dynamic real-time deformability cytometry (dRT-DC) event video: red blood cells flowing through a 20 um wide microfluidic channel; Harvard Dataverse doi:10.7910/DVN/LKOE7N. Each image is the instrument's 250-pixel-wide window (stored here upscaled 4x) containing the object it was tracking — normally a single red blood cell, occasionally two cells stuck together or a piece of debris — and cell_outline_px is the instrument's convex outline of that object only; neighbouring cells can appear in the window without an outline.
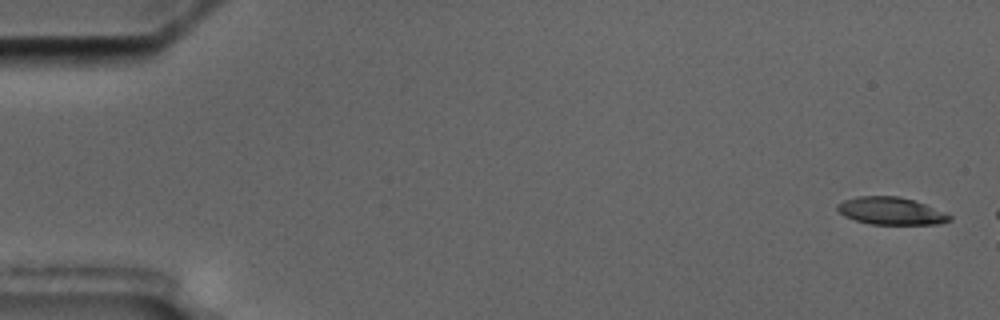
{"species": "common noctule bat (a hibernating species)", "species_latin": "Nyctalus noctula", "temperature_condition": "cold", "stored_images_in_passage": 3, "camera_frame_rate_fps": 3000, "um_per_image_px": 0.085, "animal": {"sex": "male", "body_mass_g": 17.5, "forearm_length_mm": 52.3}, "frame": {"image": 1, "passage_image": 1, "time_ms": 0.0, "image_size_px": [1000, 320], "cell_outline_px": [[952, 220], [940, 224], [872, 224], [856, 220], [844, 216], [836, 208], [836, 204], [844, 200], [860, 196], [896, 196], [912, 200], [924, 204], [952, 216]], "centroid_in_image_um": [75.71, 17.94], "position_along_channel_um": 9.3, "area_um2": 17.69}}